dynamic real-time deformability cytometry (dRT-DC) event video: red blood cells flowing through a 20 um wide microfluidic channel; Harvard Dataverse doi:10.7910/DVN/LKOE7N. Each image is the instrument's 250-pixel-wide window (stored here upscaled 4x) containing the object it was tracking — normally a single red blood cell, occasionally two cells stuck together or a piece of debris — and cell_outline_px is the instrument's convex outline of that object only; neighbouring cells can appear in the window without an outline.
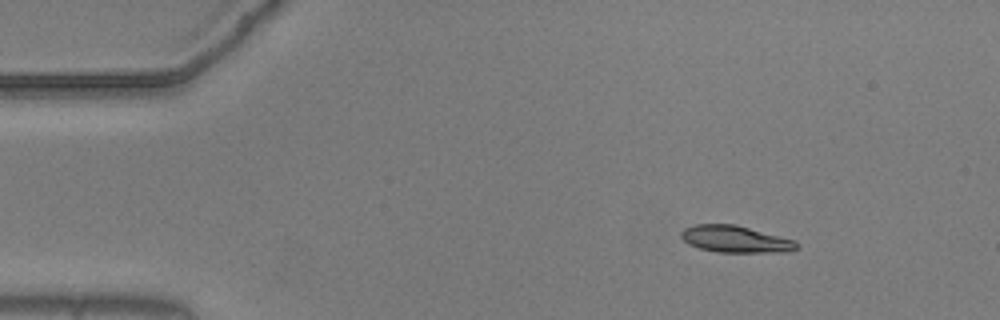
{"species": "common noctule bat (a hibernating species)", "species_latin": "Nyctalus noctula", "temperature_condition": "warm", "stored_images_in_passage": 10, "camera_frame_rate_fps": 3000, "um_per_image_px": 0.085, "animal": {"sex": "male", "body_mass_g": 20.5, "forearm_length_mm": 52.5}, "frame": {"image": 1, "passage_image": 1, "time_ms": 0.0, "image_size_px": [1000, 320], "cell_outline_px": [[796, 248], [788, 252], [716, 252], [700, 248], [688, 244], [680, 236], [680, 232], [684, 228], [692, 224], [736, 224], [796, 240]], "centroid_in_image_um": [62.48, 20.31], "position_along_channel_um": 22.5, "area_um2": 18.15}}